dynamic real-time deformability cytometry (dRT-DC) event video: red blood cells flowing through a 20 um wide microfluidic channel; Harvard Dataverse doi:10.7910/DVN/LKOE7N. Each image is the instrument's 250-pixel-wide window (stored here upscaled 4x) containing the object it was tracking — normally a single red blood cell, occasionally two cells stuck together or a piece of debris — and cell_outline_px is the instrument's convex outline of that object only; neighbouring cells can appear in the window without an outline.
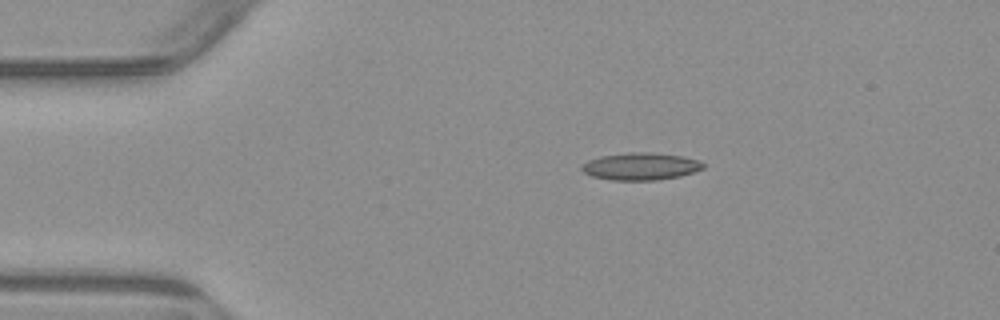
{"species": "common noctule bat (a hibernating species)", "species_latin": "Nyctalus noctula", "temperature_condition": "warm", "stored_images_in_passage": 3, "camera_frame_rate_fps": 3000, "um_per_image_px": 0.085, "animal": {"sex": "male", "body_mass_g": 23.1, "forearm_length_mm": 52.7}, "frame": {"image": 1, "passage_image": 1, "time_ms": 0.0, "image_size_px": [1000, 320], "cell_outline_px": [[704, 168], [680, 176], [656, 180], [612, 180], [592, 176], [584, 172], [580, 168], [588, 160], [600, 156], [628, 152], [652, 152], [684, 156], [700, 160], [704, 164]], "centroid_in_image_um": [54.47, 14.13], "position_along_channel_um": 30.5, "area_um2": 19.36}}
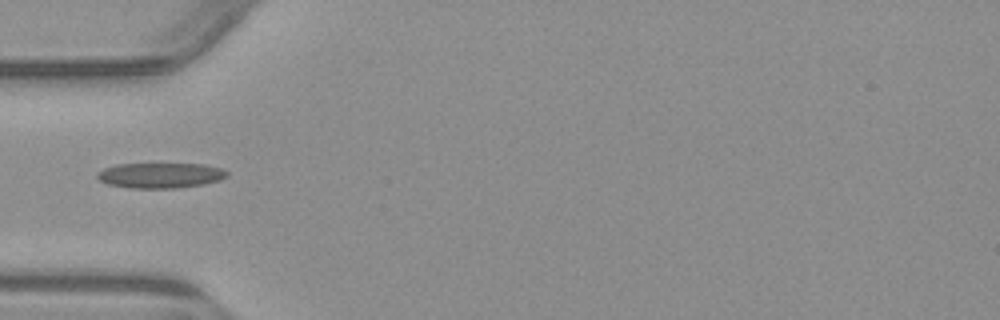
{"frame": {"image": 2, "passage_image": 3, "time_ms": 2.333, "image_size_px": [1000, 320], "cell_outline_px": [[228, 176], [220, 180], [204, 184], [176, 188], [128, 188], [108, 184], [100, 180], [96, 176], [96, 172], [104, 168], [116, 164], [204, 164], [220, 168], [228, 172]], "centroid_in_image_um": [13.62, 14.91], "position_along_channel_um": 71.4, "area_um2": 19.19}}